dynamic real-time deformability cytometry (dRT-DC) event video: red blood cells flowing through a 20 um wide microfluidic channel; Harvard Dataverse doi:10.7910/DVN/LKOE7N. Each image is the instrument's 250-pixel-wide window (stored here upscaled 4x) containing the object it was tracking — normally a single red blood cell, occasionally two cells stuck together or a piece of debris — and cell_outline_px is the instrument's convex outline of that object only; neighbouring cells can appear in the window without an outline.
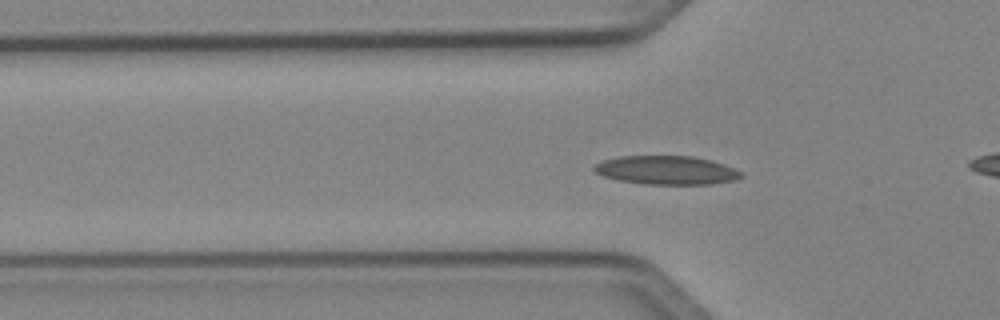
{"species": "Egyptian fruit bat (a non-hibernating species)", "species_latin": "Rousettus aegyptiacus", "temperature_condition": "cold", "stored_images_in_passage": 52, "camera_frame_rate_fps": 3000, "um_per_image_px": 0.085, "animal": {"sex": "female"}, "frame": {"image": 1, "passage_image": 17, "time_ms": 5.333, "image_size_px": [1000, 320], "cell_outline_px": [[744, 176], [736, 180], [712, 184], [644, 184], [616, 180], [604, 176], [596, 172], [592, 168], [596, 164], [604, 160], [620, 156], [692, 156], [712, 160], [736, 168]], "centroid_in_image_um": [56.68, 14.47], "position_along_channel_um": 69.1, "area_um2": 24.68}}
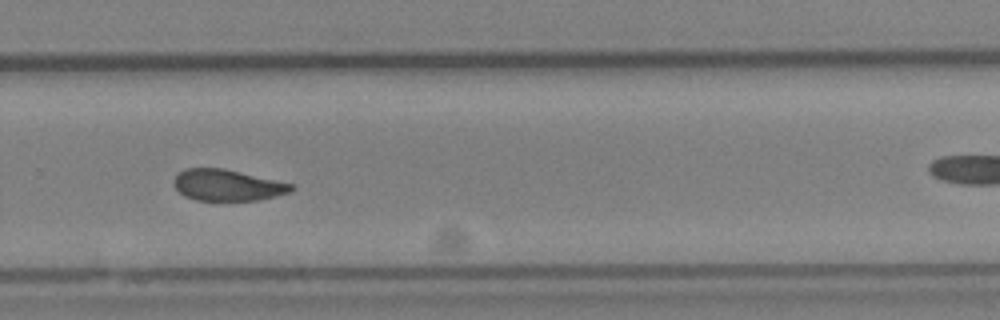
{"frame": {"image": 2, "passage_image": 35, "time_ms": 11.333, "image_size_px": [1000, 320], "cell_outline_px": [[296, 188], [288, 192], [276, 196], [260, 200], [196, 200], [184, 196], [172, 184], [172, 180], [184, 168], [224, 168], [292, 184]], "centroid_in_image_um": [19.29, 15.73], "position_along_channel_um": 310.5, "area_um2": 21.33}}
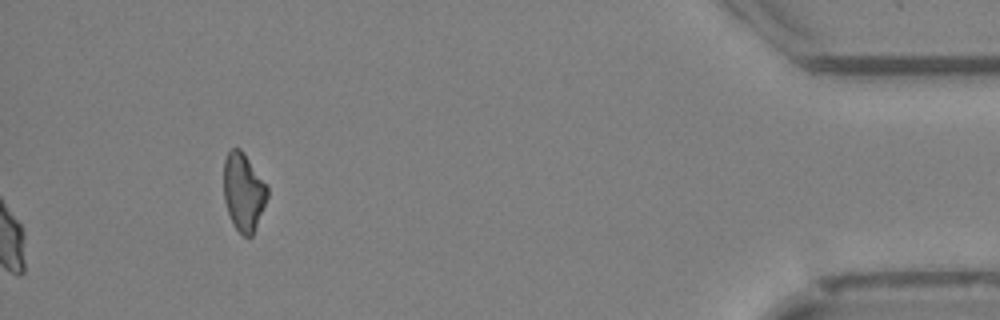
{"frame": {"image": 3, "passage_image": 52, "time_ms": 17.0, "image_size_px": [1000, 320], "cell_outline_px": [[268, 196], [252, 236], [244, 236], [236, 228], [228, 212], [224, 200], [224, 160], [228, 152], [232, 148], [240, 148], [244, 152], [268, 184]], "centroid_in_image_um": [20.71, 16.26], "position_along_channel_um": 414.5, "area_um2": 19.83}, "authors_computed_cell_mechanics": {"area_um2": 22.5131, "velocity_mm_per_s": 4.0345, "shape_relaxation_time_tau1_ms": 5.7354, "shape_relaxation_time_tau2_ms": 2.4853, "deformation_change_tau1": 0.1381, "deformation_change_tau2": 0.0668}}